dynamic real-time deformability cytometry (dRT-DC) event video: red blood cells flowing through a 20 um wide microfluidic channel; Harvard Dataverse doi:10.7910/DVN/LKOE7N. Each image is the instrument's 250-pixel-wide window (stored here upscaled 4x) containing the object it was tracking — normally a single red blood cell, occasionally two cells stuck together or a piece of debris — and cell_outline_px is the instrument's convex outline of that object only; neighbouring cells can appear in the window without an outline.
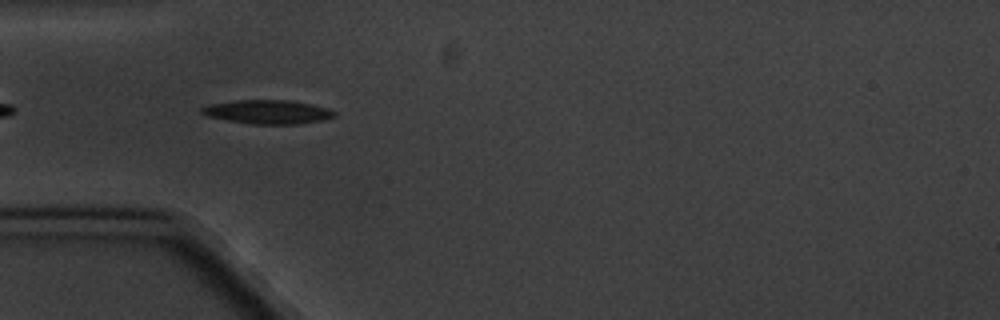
{"species": "common noctule bat (a hibernating species)", "species_latin": "Nyctalus noctula", "temperature_condition": "cold", "stored_images_in_passage": 9, "camera_frame_rate_fps": 3000, "um_per_image_px": 0.085, "animal": {"sex": "male", "body_mass_g": 20.1, "forearm_length_mm": 53.5}, "frame": {"image": 1, "passage_image": 4, "time_ms": 4.333, "image_size_px": [1000, 320], "cell_outline_px": [[336, 116], [324, 120], [296, 124], [252, 124], [228, 120], [208, 116], [200, 112], [200, 108], [212, 104], [236, 100], [288, 100], [312, 104], [328, 108], [336, 112]], "centroid_in_image_um": [22.8, 9.51], "position_along_channel_um": 62.2, "area_um2": 18.38}}
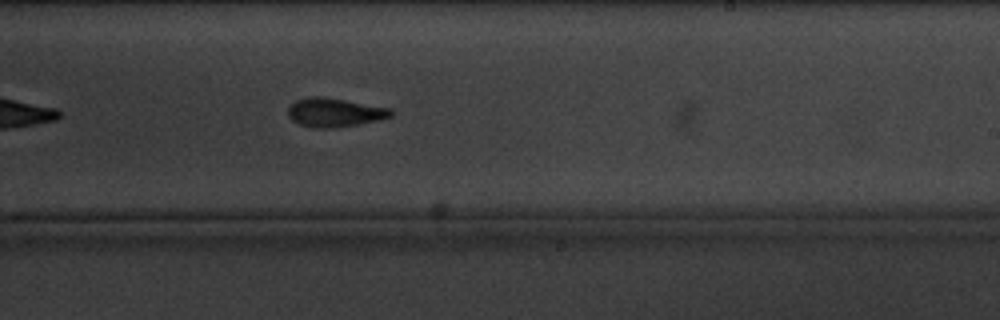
{"frame": {"image": 2, "passage_image": 9, "time_ms": 10.333, "image_size_px": [1000, 320], "cell_outline_px": [[392, 116], [380, 120], [332, 128], [316, 128], [300, 124], [292, 120], [288, 116], [288, 108], [296, 100], [312, 96], [324, 96], [392, 108]], "centroid_in_image_um": [28.45, 9.55], "position_along_channel_um": 260.5, "area_um2": 17.28}}